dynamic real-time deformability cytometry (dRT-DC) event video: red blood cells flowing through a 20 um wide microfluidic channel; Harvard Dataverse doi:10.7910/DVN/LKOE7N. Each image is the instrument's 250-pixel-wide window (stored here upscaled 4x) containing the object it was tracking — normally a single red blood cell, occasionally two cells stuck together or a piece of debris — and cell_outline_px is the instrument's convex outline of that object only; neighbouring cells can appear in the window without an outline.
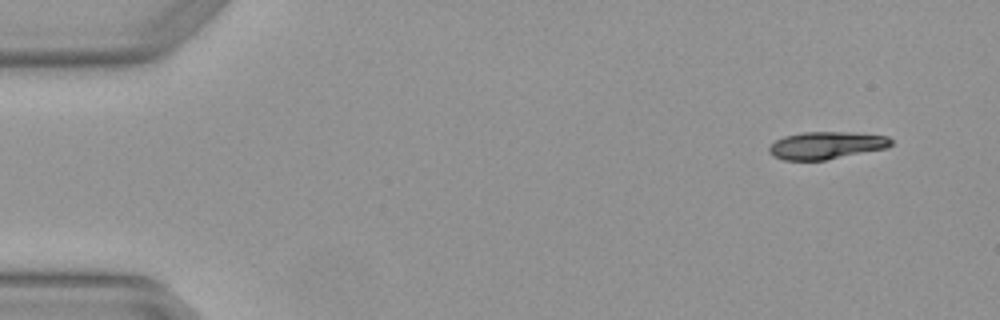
{"species": "Egyptian fruit bat (a non-hibernating species)", "species_latin": "Rousettus aegyptiacus", "temperature_condition": "warm", "stored_images_in_passage": 5, "camera_frame_rate_fps": 3000, "um_per_image_px": 0.085, "animal": {"sex": "female"}, "frame": {"image": 1, "passage_image": 1, "time_ms": 0.0, "image_size_px": [1000, 320], "cell_outline_px": [[892, 144], [888, 148], [824, 160], [784, 160], [772, 156], [768, 152], [768, 148], [776, 140], [784, 136], [804, 132], [852, 132], [888, 136], [892, 140]], "centroid_in_image_um": [70.24, 12.35], "position_along_channel_um": 14.8, "area_um2": 19.54}}
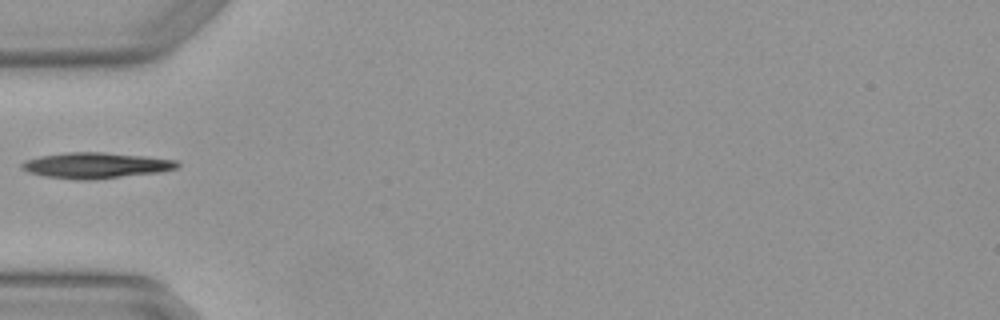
{"frame": {"image": 2, "passage_image": 4, "time_ms": 1.0, "image_size_px": [1000, 320], "cell_outline_px": [[180, 164], [176, 168], [160, 172], [92, 180], [80, 180], [44, 176], [28, 172], [20, 168], [20, 164], [24, 160], [40, 156], [68, 152], [104, 152], [144, 156], [176, 160]], "centroid_in_image_um": [8.11, 14.06], "position_along_channel_um": 76.9, "area_um2": 23.41}}
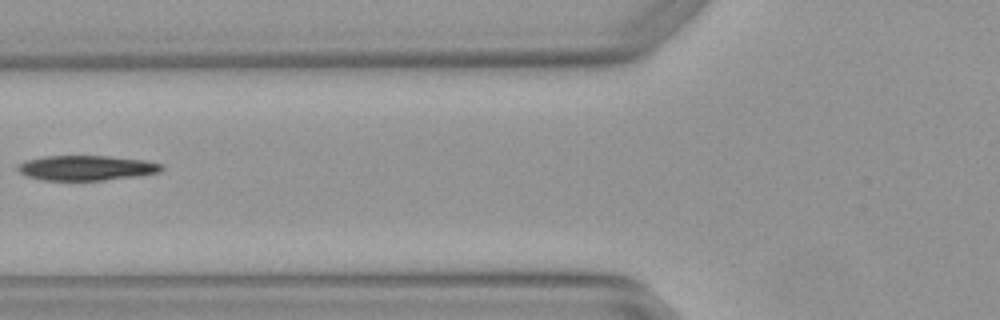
{"frame": {"image": 3, "passage_image": 5, "time_ms": 1.333, "image_size_px": [1000, 320], "cell_outline_px": [[164, 168], [160, 172], [136, 176], [104, 180], [40, 180], [28, 176], [20, 172], [16, 168], [20, 164], [28, 160], [44, 156], [108, 156], [144, 160], [160, 164]], "centroid_in_image_um": [7.34, 14.27], "position_along_channel_um": 118.5, "area_um2": 20.69}}